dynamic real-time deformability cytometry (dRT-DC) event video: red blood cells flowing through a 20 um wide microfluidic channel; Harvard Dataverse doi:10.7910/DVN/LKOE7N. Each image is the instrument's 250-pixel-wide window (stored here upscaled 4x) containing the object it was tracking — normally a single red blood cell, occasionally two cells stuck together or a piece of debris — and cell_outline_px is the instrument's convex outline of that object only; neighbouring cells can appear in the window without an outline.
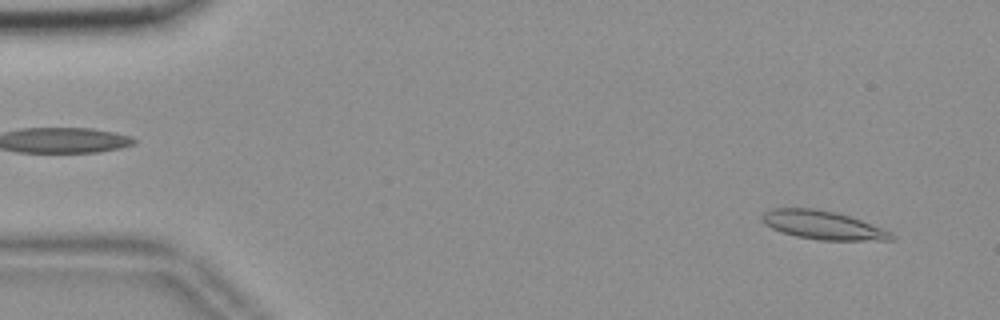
{"species": "common noctule bat (a hibernating species)", "species_latin": "Nyctalus noctula", "temperature_condition": "room temperature", "stored_images_in_passage": 54, "camera_frame_rate_fps": 3000, "um_per_image_px": 0.085, "animal": {"sex": "female", "body_mass_g": 18.4}, "frame": {"image": 1, "passage_image": 3, "time_ms": 0.667, "image_size_px": [1000, 320], "cell_outline_px": [[896, 240], [820, 240], [796, 236], [772, 228], [764, 224], [760, 220], [760, 216], [764, 212], [772, 208], [812, 208], [836, 212], [860, 220], [892, 232], [896, 236]], "centroid_in_image_um": [69.93, 19.13], "position_along_channel_um": 15.1, "area_um2": 21.44}}
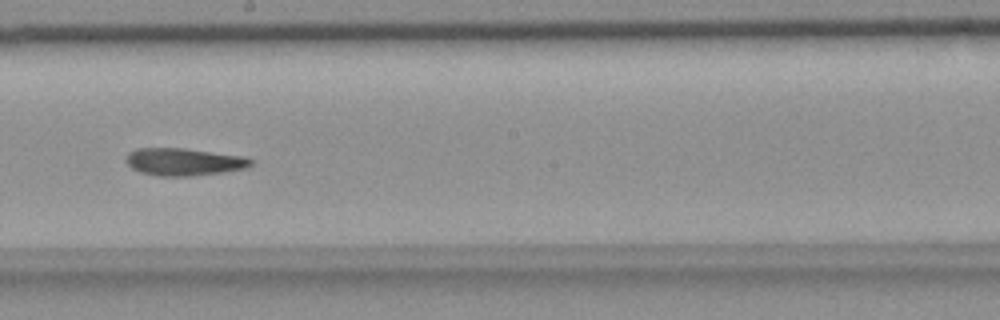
{"frame": {"image": 2, "passage_image": 30, "time_ms": 9.667, "image_size_px": [1000, 320], "cell_outline_px": [[256, 160], [248, 168], [192, 176], [160, 176], [140, 172], [132, 168], [124, 160], [128, 152], [136, 148], [184, 148], [244, 156]], "centroid_in_image_um": [15.64, 13.75], "position_along_channel_um": 232.6, "area_um2": 20.11}}
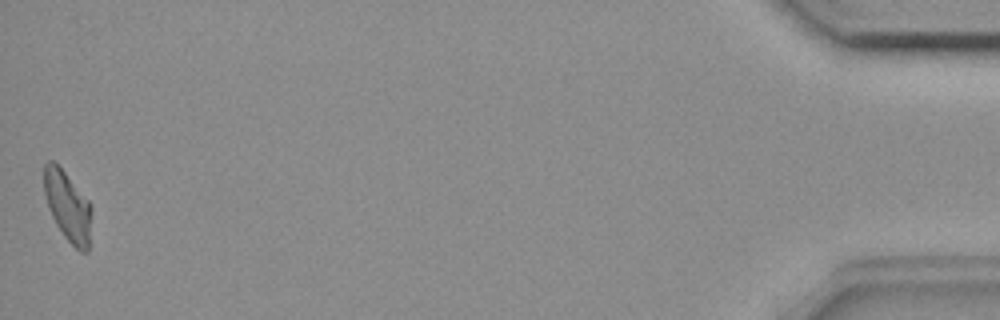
{"frame": {"image": 3, "passage_image": 54, "time_ms": 17.667, "image_size_px": [1000, 320], "cell_outline_px": [[92, 212], [88, 252], [80, 252], [64, 236], [56, 224], [48, 208], [44, 192], [44, 164], [48, 160], [52, 160], [64, 172], [88, 200], [92, 208]], "centroid_in_image_um": [5.76, 17.55], "position_along_channel_um": 429.4, "area_um2": 19.19}, "authors_computed_cell_mechanics": {"area_um2": 20.0855, "velocity_mm_per_s": 3.6463, "shape_relaxation_time_tau1_ms": null, "shape_relaxation_time_tau2_ms": 9.4765, "deformation_change_tau1": null, "deformation_change_tau2": 0.195}}